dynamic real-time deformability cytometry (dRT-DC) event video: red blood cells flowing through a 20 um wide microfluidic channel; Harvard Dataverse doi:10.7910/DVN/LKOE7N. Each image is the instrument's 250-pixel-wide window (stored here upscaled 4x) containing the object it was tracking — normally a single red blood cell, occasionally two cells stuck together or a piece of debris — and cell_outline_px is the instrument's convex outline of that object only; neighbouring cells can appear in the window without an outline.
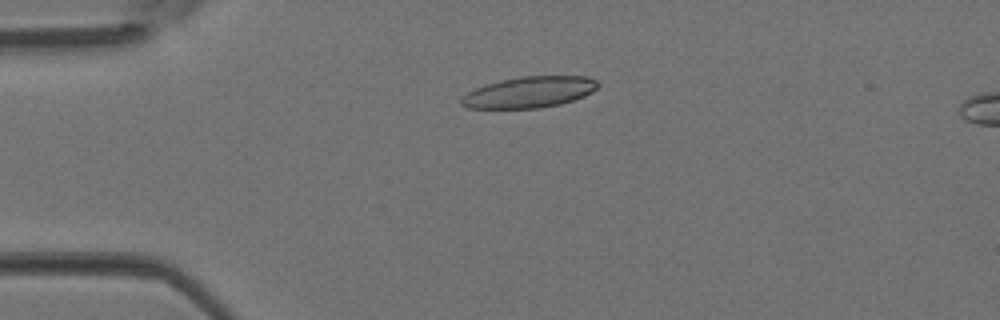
{"species": "Egyptian fruit bat (a non-hibernating species)", "species_latin": "Rousettus aegyptiacus", "temperature_condition": "room temperature", "stored_images_in_passage": 2, "camera_frame_rate_fps": 3000, "um_per_image_px": 0.085, "animal": {"sex": "female"}, "frame": {"image": 1, "passage_image": 1, "time_ms": 0.0, "image_size_px": [1000, 320], "cell_outline_px": [[600, 84], [592, 92], [584, 96], [560, 104], [540, 108], [468, 108], [460, 104], [460, 96], [476, 88], [500, 80], [524, 76], [588, 76], [596, 80]], "centroid_in_image_um": [44.99, 7.83], "position_along_channel_um": 40.0, "area_um2": 24.74}}